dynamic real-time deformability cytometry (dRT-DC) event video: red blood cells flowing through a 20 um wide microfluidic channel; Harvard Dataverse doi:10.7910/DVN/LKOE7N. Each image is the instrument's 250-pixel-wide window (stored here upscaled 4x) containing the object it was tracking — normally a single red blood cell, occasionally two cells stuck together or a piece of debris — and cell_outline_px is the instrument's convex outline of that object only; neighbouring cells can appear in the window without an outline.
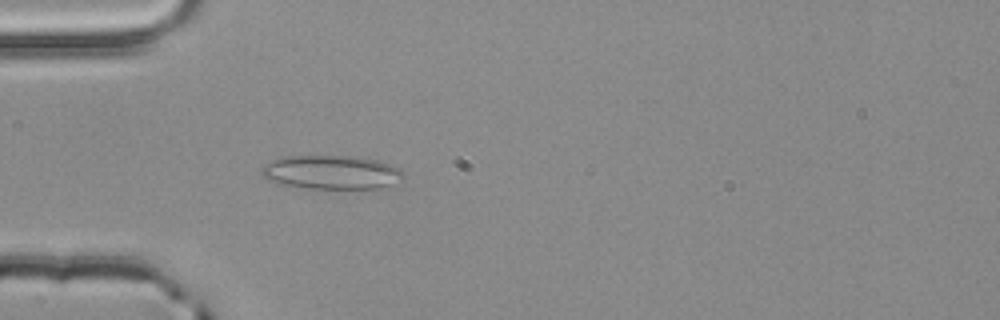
{"species": "common noctule bat (a hibernating species)", "species_latin": "Nyctalus noctula", "temperature_condition": "room temperature", "stored_images_in_passage": 35, "camera_frame_rate_fps": 3000, "um_per_image_px": 0.085, "animal": {"sex": "male", "body_mass_g": 20.4}, "frame": {"image": 1, "passage_image": 5, "time_ms": 1.333, "image_size_px": [1000, 320], "cell_outline_px": [[404, 176], [392, 184], [380, 188], [308, 188], [284, 184], [268, 180], [260, 172], [260, 168], [264, 164], [280, 156], [352, 156], [380, 160], [392, 164], [400, 168], [404, 172]], "centroid_in_image_um": [28.17, 14.62], "position_along_channel_um": 56.8, "area_um2": 28.03}}
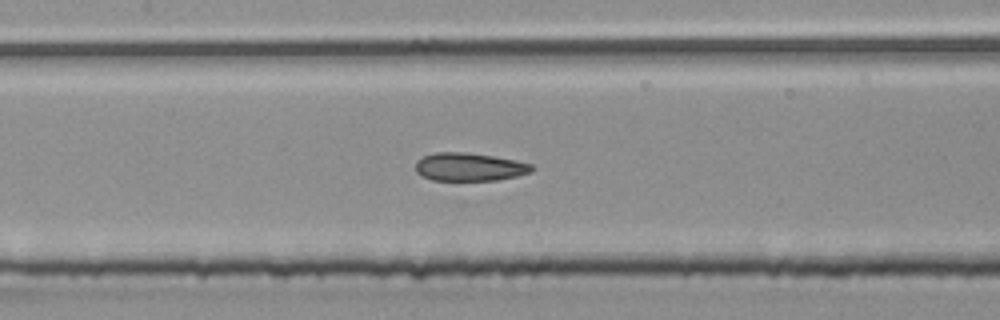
{"frame": {"image": 2, "passage_image": 14, "time_ms": 4.333, "image_size_px": [1000, 320], "cell_outline_px": [[536, 168], [532, 172], [516, 176], [496, 180], [432, 180], [416, 172], [416, 160], [424, 156], [436, 152], [468, 152], [516, 160], [532, 164]], "centroid_in_image_um": [39.92, 14.18], "position_along_channel_um": 167.5, "area_um2": 19.07}}
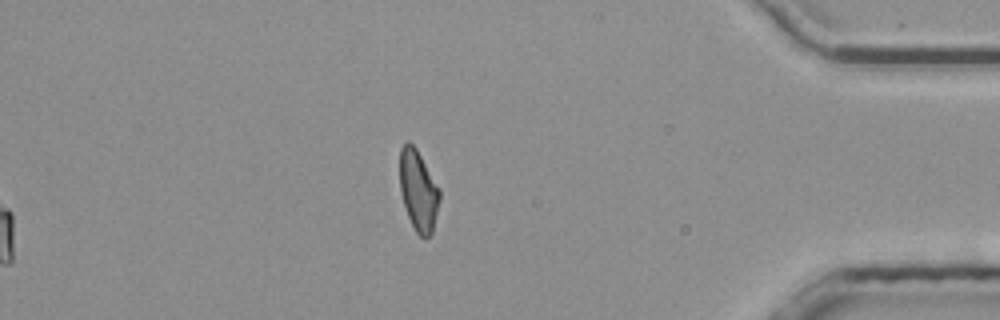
{"frame": {"image": 3, "passage_image": 35, "time_ms": 11.333, "image_size_px": [1000, 320], "cell_outline_px": [[440, 200], [432, 232], [424, 240], [416, 232], [408, 216], [400, 192], [400, 148], [408, 140], [416, 148], [440, 188]], "centroid_in_image_um": [35.56, 16.19], "position_along_channel_um": 399.6, "area_um2": 18.73}, "authors_computed_cell_mechanics": {"area_um2": 19.7098, "velocity_mm_per_s": 3.876, "shape_relaxation_time_tau1_ms": 9.2557, "shape_relaxation_time_tau2_ms": 2.5117, "deformation_change_tau1": 0.2002, "deformation_change_tau2": 0.09}}